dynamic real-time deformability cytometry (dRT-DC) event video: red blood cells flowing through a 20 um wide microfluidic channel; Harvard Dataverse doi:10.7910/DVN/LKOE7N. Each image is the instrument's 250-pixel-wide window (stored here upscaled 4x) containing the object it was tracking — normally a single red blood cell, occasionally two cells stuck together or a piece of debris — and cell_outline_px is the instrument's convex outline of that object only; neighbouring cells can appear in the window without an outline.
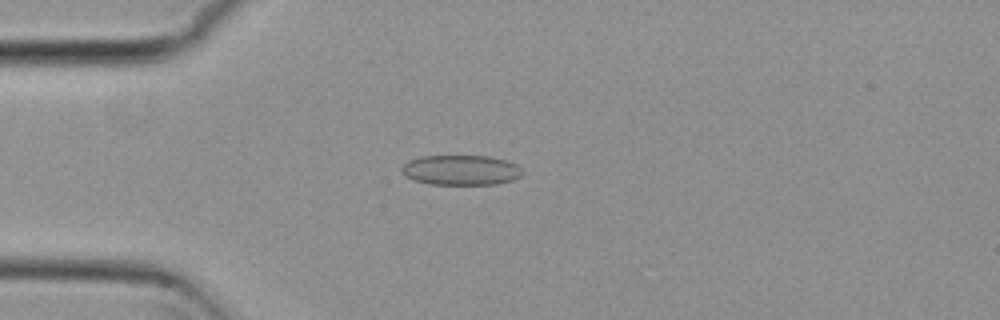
{"species": "common noctule bat (a hibernating species)", "species_latin": "Nyctalus noctula", "temperature_condition": "cold", "stored_images_in_passage": 54, "camera_frame_rate_fps": 3000, "um_per_image_px": 0.085, "animal": {"sex": "female", "body_mass_g": 29.2, "forearm_length_mm": 56.3}, "frame": {"image": 1, "passage_image": 13, "time_ms": 4.0, "image_size_px": [1000, 320], "cell_outline_px": [[524, 172], [520, 176], [512, 180], [496, 184], [428, 184], [412, 180], [404, 176], [400, 172], [400, 168], [408, 160], [420, 156], [488, 156], [508, 160], [516, 164]], "centroid_in_image_um": [39.14, 14.45], "position_along_channel_um": 45.9, "area_um2": 21.39}}
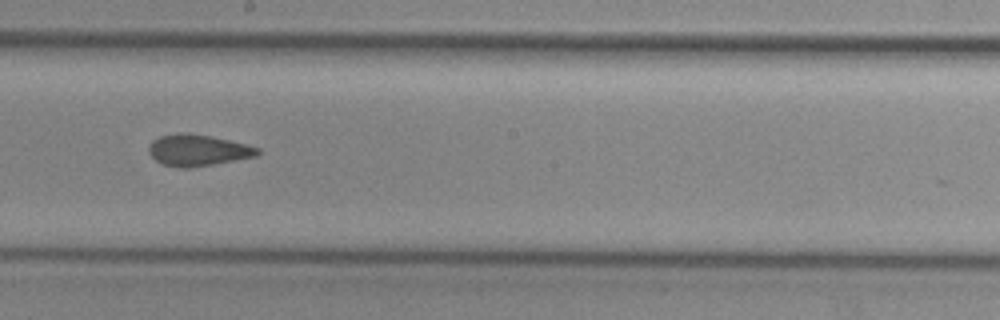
{"frame": {"image": 2, "passage_image": 29, "time_ms": 9.333, "image_size_px": [1000, 320], "cell_outline_px": [[260, 152], [256, 156], [212, 164], [188, 168], [180, 168], [164, 164], [156, 160], [148, 152], [148, 144], [152, 140], [160, 136], [176, 132], [188, 132], [212, 136], [260, 148]], "centroid_in_image_um": [16.77, 12.75], "position_along_channel_um": 231.4, "area_um2": 19.88}}
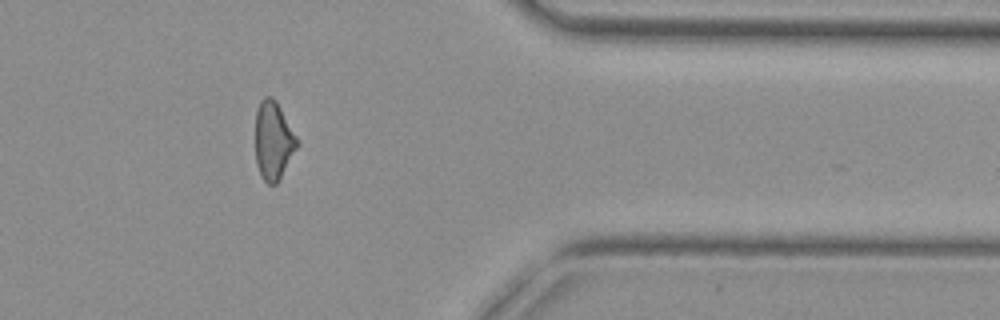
{"frame": {"image": 3, "passage_image": 43, "time_ms": 14.0, "image_size_px": [1000, 320], "cell_outline_px": [[300, 144], [276, 184], [268, 184], [260, 176], [256, 164], [256, 112], [260, 100], [264, 96], [272, 96], [276, 100], [296, 136]], "centroid_in_image_um": [23.23, 11.95], "position_along_channel_um": 388.2, "area_um2": 19.02}}